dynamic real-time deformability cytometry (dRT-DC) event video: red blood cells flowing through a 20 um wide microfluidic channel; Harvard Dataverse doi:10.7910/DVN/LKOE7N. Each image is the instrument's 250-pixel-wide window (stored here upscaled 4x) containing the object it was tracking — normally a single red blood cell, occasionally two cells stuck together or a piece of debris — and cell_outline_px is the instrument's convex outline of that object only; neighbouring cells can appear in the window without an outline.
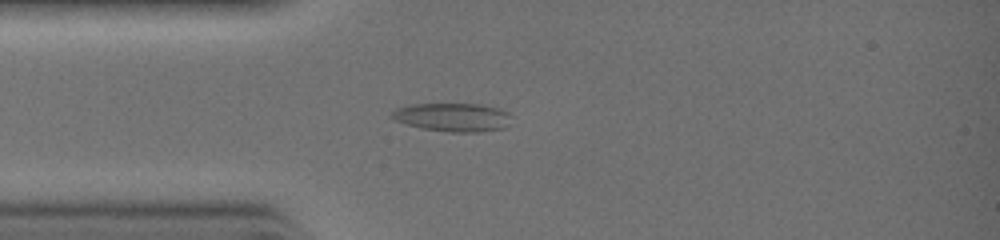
{"species": "common noctule bat (a hibernating species)", "species_latin": "Nyctalus noctula", "temperature_condition": "warm", "stored_images_in_passage": 33, "camera_frame_rate_fps": 3000, "um_per_image_px": 0.085, "animal": {"sex": "female", "body_mass_g": 19.0, "forearm_length_mm": 51.5}, "frame": {"image": 1, "passage_image": 8, "time_ms": 2.333, "image_size_px": [1000, 240], "cell_outline_px": [[512, 116], [504, 128], [480, 132], [448, 132], [420, 128], [396, 120], [392, 116], [392, 112], [396, 108], [408, 104], [480, 104], [500, 108], [508, 112]], "centroid_in_image_um": [38.51, 9.96], "position_along_channel_um": 46.5, "area_um2": 19.88}}
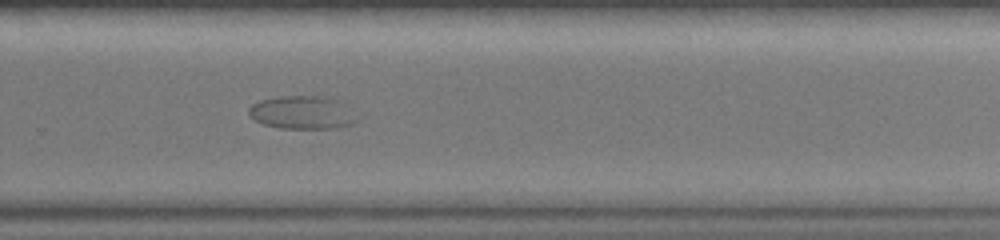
{"frame": {"image": 2, "passage_image": 22, "time_ms": 7.0, "image_size_px": [1000, 240], "cell_outline_px": [[364, 116], [360, 120], [352, 124], [336, 128], [280, 128], [264, 124], [256, 120], [248, 112], [248, 108], [252, 104], [260, 100], [280, 96], [324, 96], [340, 100], [348, 104]], "centroid_in_image_um": [25.86, 9.55], "position_along_channel_um": 303.9, "area_um2": 21.56}}
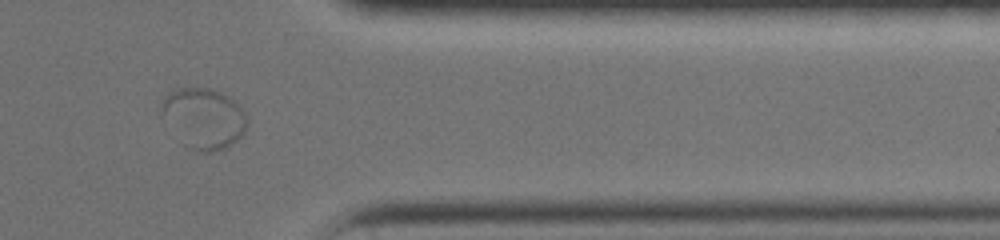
{"frame": {"image": 3, "passage_image": 27, "time_ms": 8.667, "image_size_px": [1000, 240], "cell_outline_px": [[248, 124], [244, 132], [232, 144], [224, 148], [212, 152], [204, 152], [188, 148], [160, 120], [160, 104], [164, 96], [168, 92], [176, 88], [212, 88], [236, 100], [240, 104], [248, 116]], "centroid_in_image_um": [17.28, 10.04], "position_along_channel_um": 394.1, "area_um2": 31.04}}